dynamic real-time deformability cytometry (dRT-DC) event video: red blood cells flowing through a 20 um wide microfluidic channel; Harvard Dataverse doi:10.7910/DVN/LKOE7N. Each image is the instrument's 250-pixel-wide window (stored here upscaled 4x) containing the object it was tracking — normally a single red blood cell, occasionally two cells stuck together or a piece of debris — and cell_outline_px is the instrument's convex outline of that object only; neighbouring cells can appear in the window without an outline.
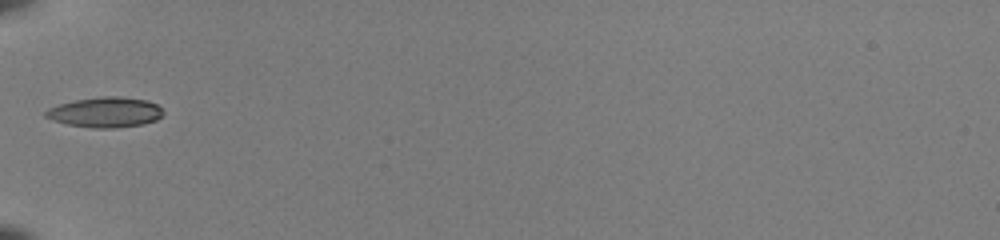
{"species": "common noctule bat (a hibernating species)", "species_latin": "Nyctalus noctula", "temperature_condition": "room temperature", "stored_images_in_passage": 3, "camera_frame_rate_fps": 3000, "um_per_image_px": 0.085, "animal": {"sex": "female", "body_mass_g": 22.0, "forearm_length_mm": 56.7}, "frame": {"image": 1, "passage_image": 1, "time_ms": 0.0, "image_size_px": [1000, 240], "cell_outline_px": [[164, 112], [156, 120], [144, 124], [112, 128], [96, 128], [68, 124], [52, 120], [44, 116], [44, 112], [48, 108], [60, 104], [76, 100], [100, 96], [120, 96], [148, 100], [156, 104]], "centroid_in_image_um": [8.95, 9.53], "position_along_channel_um": 76.0, "area_um2": 20.63}}